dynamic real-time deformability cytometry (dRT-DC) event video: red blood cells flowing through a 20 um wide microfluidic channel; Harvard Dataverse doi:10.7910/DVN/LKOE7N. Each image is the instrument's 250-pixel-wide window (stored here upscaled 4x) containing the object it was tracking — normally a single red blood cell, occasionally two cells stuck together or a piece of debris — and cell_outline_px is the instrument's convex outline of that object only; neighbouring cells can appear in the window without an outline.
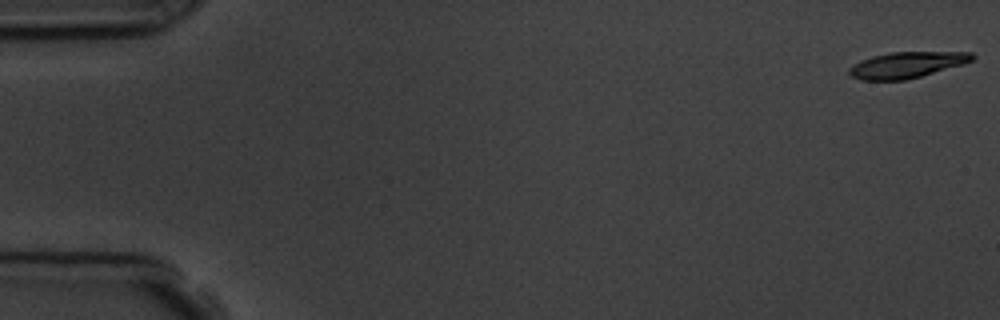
{"species": "common noctule bat (a hibernating species)", "species_latin": "Nyctalus noctula", "temperature_condition": "room temperature", "stored_images_in_passage": 6, "camera_frame_rate_fps": 3000, "um_per_image_px": 0.085, "animal": {"sex": "male", "body_mass_g": 19.5, "forearm_length_mm": 54.6}, "frame": {"image": 1, "passage_image": 1, "time_ms": 0.0, "image_size_px": [1000, 320], "cell_outline_px": [[976, 56], [972, 60], [964, 64], [920, 76], [904, 80], [860, 80], [852, 76], [848, 72], [848, 68], [860, 60], [872, 56], [888, 52], [972, 52]], "centroid_in_image_um": [77.06, 5.51], "position_along_channel_um": 7.9, "area_um2": 18.67}}
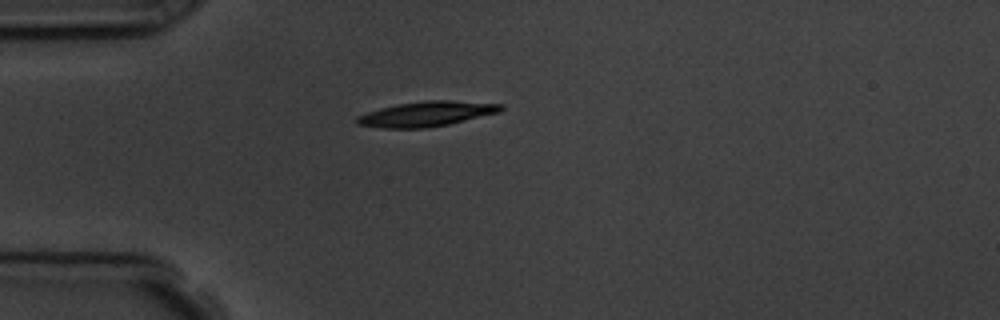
{"frame": {"image": 2, "passage_image": 5, "time_ms": 4.667, "image_size_px": [1000, 320], "cell_outline_px": [[504, 108], [500, 112], [448, 124], [424, 128], [384, 128], [356, 124], [356, 116], [380, 108], [396, 104], [428, 100], [452, 100], [504, 104]], "centroid_in_image_um": [36.27, 9.67], "position_along_channel_um": 48.7, "area_um2": 20.92}}